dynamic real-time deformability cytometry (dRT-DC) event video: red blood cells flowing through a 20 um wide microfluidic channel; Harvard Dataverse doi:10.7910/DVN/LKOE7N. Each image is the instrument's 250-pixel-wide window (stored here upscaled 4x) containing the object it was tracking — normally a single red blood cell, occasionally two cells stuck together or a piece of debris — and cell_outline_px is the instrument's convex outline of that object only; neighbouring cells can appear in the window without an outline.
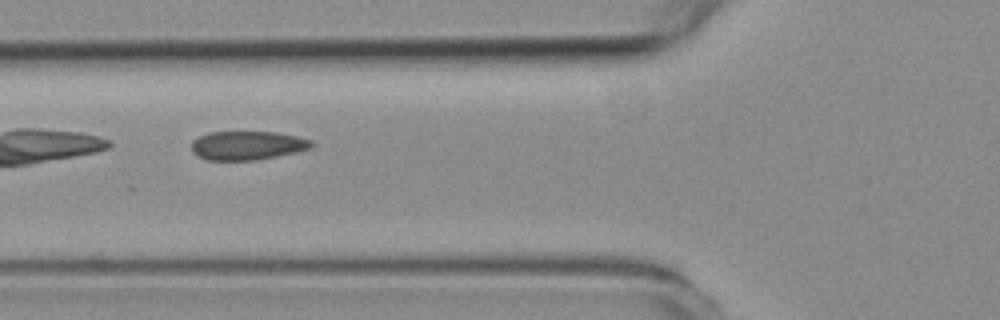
{"species": "common noctule bat (a hibernating species)", "species_latin": "Nyctalus noctula", "temperature_condition": "room temperature", "stored_images_in_passage": 7, "camera_frame_rate_fps": 3000, "um_per_image_px": 0.085, "animal": {"sex": "female", "body_mass_g": 19.3, "forearm_length_mm": 54.1}, "frame": {"image": 1, "passage_image": 2, "time_ms": 1.333, "image_size_px": [1000, 320], "cell_outline_px": [[316, 144], [312, 148], [296, 152], [256, 160], [208, 160], [196, 156], [192, 152], [192, 140], [208, 132], [280, 132], [312, 140]], "centroid_in_image_um": [21.04, 12.36], "position_along_channel_um": 104.8, "area_um2": 20.35}}
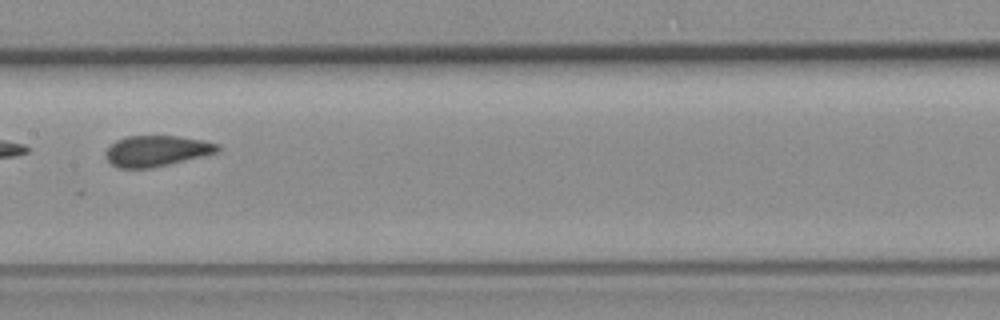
{"frame": {"image": 2, "passage_image": 4, "time_ms": 3.667, "image_size_px": [1000, 320], "cell_outline_px": [[220, 148], [216, 152], [152, 168], [116, 168], [104, 156], [104, 152], [116, 140], [128, 136], [176, 136], [200, 140], [216, 144]], "centroid_in_image_um": [13.22, 12.83], "position_along_channel_um": 194.2, "area_um2": 19.71}}
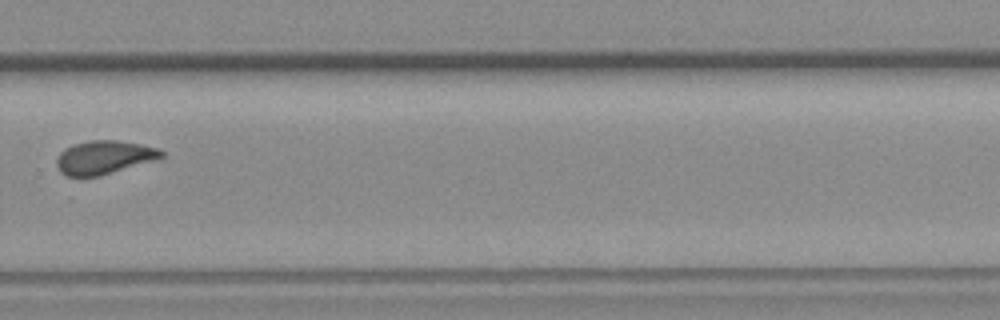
{"frame": {"image": 3, "passage_image": 7, "time_ms": 7.0, "image_size_px": [1000, 320], "cell_outline_px": [[164, 156], [152, 160], [100, 176], [64, 176], [60, 172], [56, 164], [56, 160], [60, 152], [72, 144], [88, 140], [116, 140], [140, 144], [156, 148], [164, 152]], "centroid_in_image_um": [8.78, 13.37], "position_along_channel_um": 321.0, "area_um2": 20.23}}